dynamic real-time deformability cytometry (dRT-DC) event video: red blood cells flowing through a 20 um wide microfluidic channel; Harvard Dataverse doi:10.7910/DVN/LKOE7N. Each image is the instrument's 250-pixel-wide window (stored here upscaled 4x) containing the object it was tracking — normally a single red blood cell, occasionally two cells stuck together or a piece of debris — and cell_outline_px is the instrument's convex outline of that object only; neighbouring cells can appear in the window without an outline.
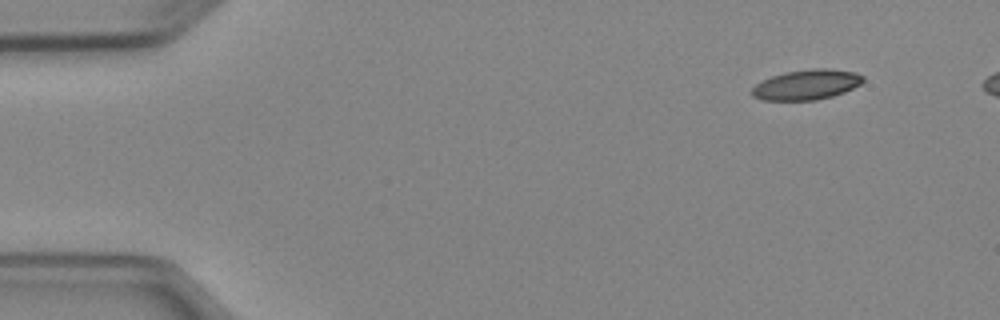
{"species": "Egyptian fruit bat (a non-hibernating species)", "species_latin": "Rousettus aegyptiacus", "temperature_condition": "cold", "stored_images_in_passage": 5, "camera_frame_rate_fps": 3000, "um_per_image_px": 0.085, "animal": {"sex": "female"}, "frame": {"image": 1, "passage_image": 1, "time_ms": 0.0, "image_size_px": [1000, 320], "cell_outline_px": [[864, 80], [860, 84], [844, 92], [832, 96], [816, 100], [760, 100], [752, 96], [748, 92], [756, 84], [772, 76], [784, 72], [812, 68], [828, 68], [856, 72], [864, 76]], "centroid_in_image_um": [68.54, 7.19], "position_along_channel_um": 16.5, "area_um2": 19.65}}
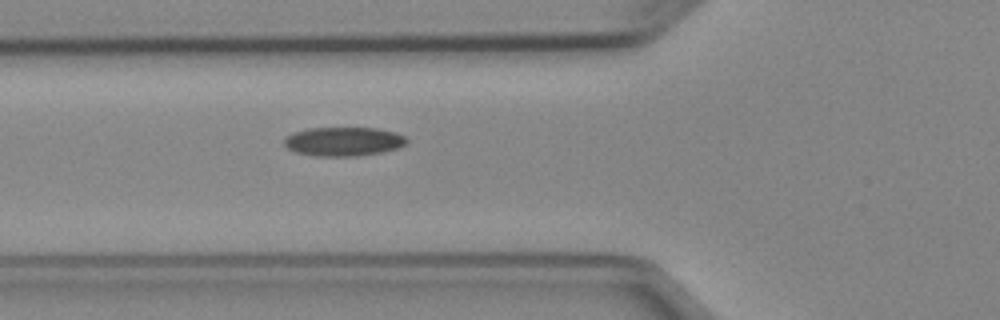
{"frame": {"image": 2, "passage_image": 5, "time_ms": 4.667, "image_size_px": [1000, 320], "cell_outline_px": [[408, 140], [400, 148], [380, 152], [356, 156], [316, 156], [296, 152], [288, 148], [284, 144], [284, 140], [292, 132], [308, 128], [376, 128], [396, 132], [404, 136]], "centroid_in_image_um": [29.2, 12.02], "position_along_channel_um": 96.6, "area_um2": 20.63}}